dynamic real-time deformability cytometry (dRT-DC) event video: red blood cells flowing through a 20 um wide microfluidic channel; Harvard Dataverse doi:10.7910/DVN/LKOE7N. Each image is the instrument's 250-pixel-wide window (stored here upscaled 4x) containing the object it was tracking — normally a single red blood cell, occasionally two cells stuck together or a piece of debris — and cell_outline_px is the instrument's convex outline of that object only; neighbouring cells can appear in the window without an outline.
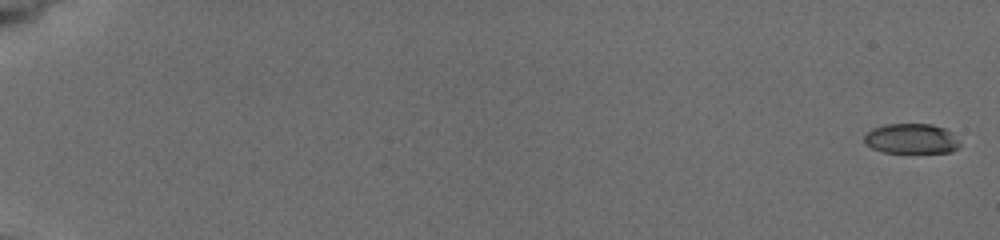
{"species": "common noctule bat (a hibernating species)", "species_latin": "Nyctalus noctula", "temperature_condition": "cold", "stored_images_in_passage": 7, "camera_frame_rate_fps": 3000, "um_per_image_px": 0.085, "animal": {"sex": "female", "body_mass_g": 19.5, "forearm_length_mm": 54.1}, "frame": {"image": 1, "passage_image": 1, "time_ms": 0.0, "image_size_px": [1000, 240], "cell_outline_px": [[960, 144], [952, 152], [884, 152], [872, 148], [864, 140], [864, 136], [872, 128], [884, 124], [932, 124], [944, 128]], "centroid_in_image_um": [77.42, 11.78], "position_along_channel_um": 7.6, "area_um2": 16.36}}
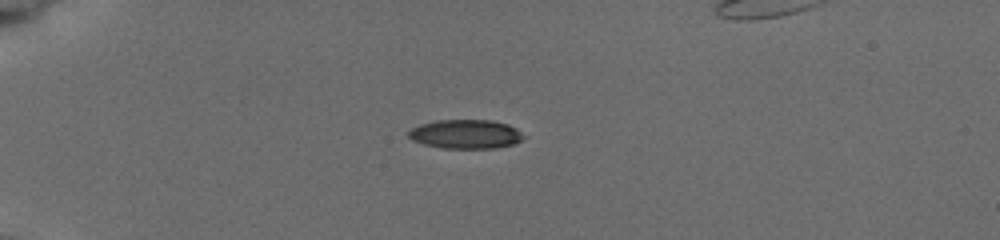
{"frame": {"image": 2, "passage_image": 6, "time_ms": 5.333, "image_size_px": [1000, 240], "cell_outline_px": [[524, 136], [520, 140], [512, 144], [496, 148], [444, 148], [424, 144], [412, 140], [408, 136], [408, 132], [412, 128], [420, 124], [436, 120], [492, 120], [508, 124], [516, 128]], "centroid_in_image_um": [39.56, 11.39], "position_along_channel_um": 45.4, "area_um2": 19.36}}